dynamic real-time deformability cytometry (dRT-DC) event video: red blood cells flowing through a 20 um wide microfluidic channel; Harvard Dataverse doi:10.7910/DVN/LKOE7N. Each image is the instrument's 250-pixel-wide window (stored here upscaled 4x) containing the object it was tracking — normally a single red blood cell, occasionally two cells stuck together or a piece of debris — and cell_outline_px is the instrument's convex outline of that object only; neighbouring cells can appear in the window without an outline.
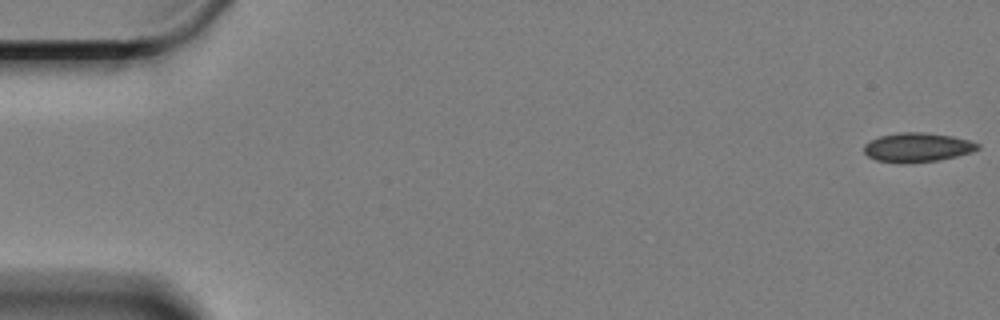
{"species": "Egyptian fruit bat (a non-hibernating species)", "species_latin": "Rousettus aegyptiacus", "temperature_condition": "cold", "stored_images_in_passage": 49, "camera_frame_rate_fps": 3000, "um_per_image_px": 0.085, "animal": {"sex": "female"}, "frame": {"image": 1, "passage_image": 1, "time_ms": 0.0, "image_size_px": [1000, 320], "cell_outline_px": [[980, 148], [972, 152], [940, 160], [876, 160], [868, 156], [864, 152], [864, 144], [880, 136], [900, 132], [924, 132], [952, 136], [968, 140], [980, 144]], "centroid_in_image_um": [78.02, 12.47], "position_along_channel_um": 7.0, "area_um2": 18.5}}
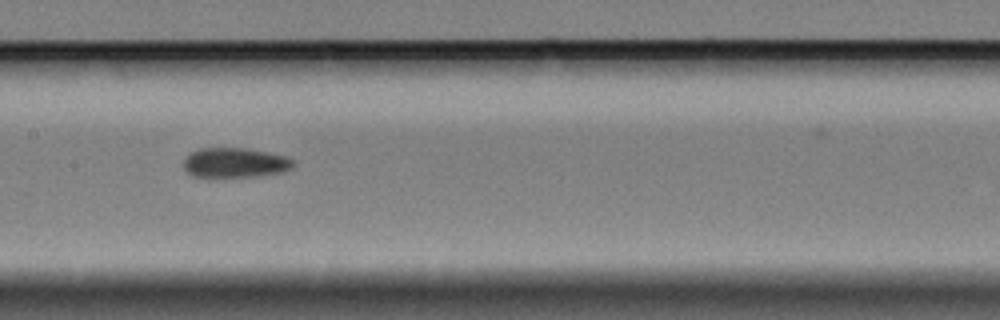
{"frame": {"image": 2, "passage_image": 30, "time_ms": 9.667, "image_size_px": [1000, 320], "cell_outline_px": [[296, 164], [292, 168], [284, 172], [260, 176], [208, 180], [192, 176], [184, 168], [184, 160], [188, 152], [200, 148], [248, 148], [284, 156], [292, 160]], "centroid_in_image_um": [19.91, 13.88], "position_along_channel_um": 187.5, "area_um2": 20.0}}
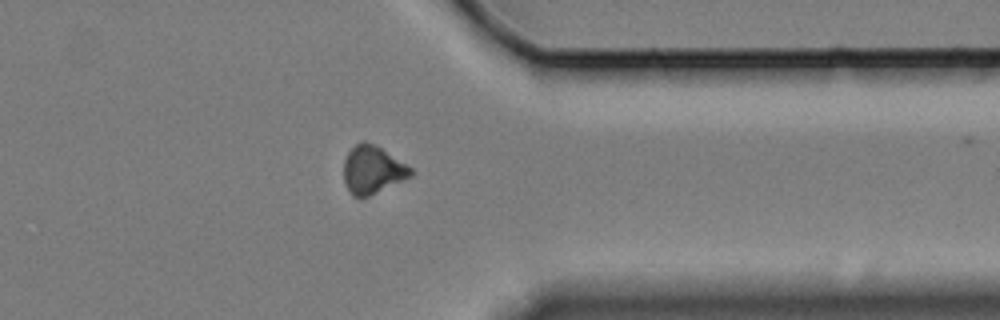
{"frame": {"image": 3, "passage_image": 48, "time_ms": 15.667, "image_size_px": [1000, 320], "cell_outline_px": [[412, 176], [360, 200], [352, 196], [344, 184], [344, 160], [348, 152], [356, 144], [372, 144], [380, 148], [412, 168]], "centroid_in_image_um": [31.63, 14.5], "position_along_channel_um": 379.8, "area_um2": 18.38}}